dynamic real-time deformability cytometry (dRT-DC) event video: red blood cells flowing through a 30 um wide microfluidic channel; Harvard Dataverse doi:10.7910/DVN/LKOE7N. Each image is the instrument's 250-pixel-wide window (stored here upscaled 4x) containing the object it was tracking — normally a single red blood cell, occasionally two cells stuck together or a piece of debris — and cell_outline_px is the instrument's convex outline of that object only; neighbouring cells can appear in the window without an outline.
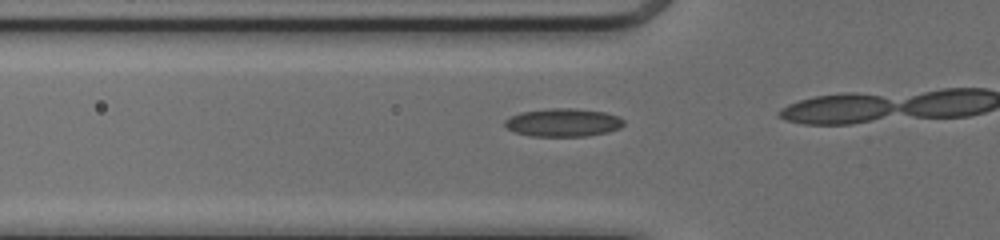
{"species": "common noctule bat (a hibernating species)", "species_latin": "Nyctalus noctula", "temperature_condition": "cold", "stored_images_in_passage": 17, "camera_frame_rate_fps": 3000, "um_per_image_px": 0.085, "animal": {"sex": "female", "body_mass_g": 17.0, "forearm_length_mm": 48.0}, "frame": {"image": 1, "passage_image": 14, "time_ms": 4.333, "image_size_px": [1000, 240], "cell_outline_px": [[624, 124], [620, 128], [608, 132], [588, 136], [528, 136], [516, 132], [508, 128], [504, 124], [504, 120], [520, 112], [548, 108], [576, 108], [604, 112], [616, 116], [624, 120]], "centroid_in_image_um": [47.87, 10.41], "position_along_channel_um": 77.9, "area_um2": 19.54}}